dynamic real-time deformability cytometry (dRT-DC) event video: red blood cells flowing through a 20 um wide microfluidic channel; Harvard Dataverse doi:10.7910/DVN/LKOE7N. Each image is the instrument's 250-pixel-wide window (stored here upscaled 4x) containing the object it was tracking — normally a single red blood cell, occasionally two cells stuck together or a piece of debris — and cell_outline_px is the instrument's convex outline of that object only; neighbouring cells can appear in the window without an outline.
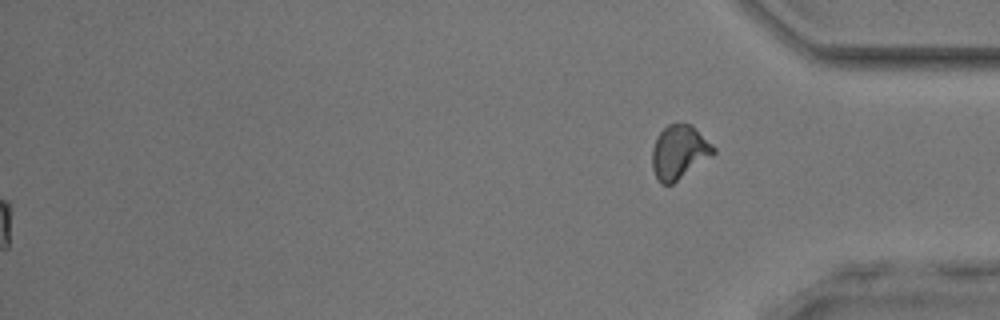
{"species": "common noctule bat (a hibernating species)", "species_latin": "Nyctalus noctula", "temperature_condition": "room temperature", "stored_images_in_passage": 54, "segment_of_instrument_passage": [2, 2], "camera_frame_rate_fps": 3000, "um_per_image_px": 0.085, "animal": {"sex": "male", "body_mass_g": 17.9, "forearm_length_mm": 54.2}, "frame": {"image": 1, "passage_image": 54, "time_ms": 17.667, "image_size_px": [1000, 320], "cell_outline_px": [[716, 152], [712, 156], [672, 184], [660, 184], [652, 168], [652, 148], [656, 136], [668, 124], [692, 124], [716, 148]], "centroid_in_image_um": [57.73, 12.92], "position_along_channel_um": 377.5, "area_um2": 19.25}}